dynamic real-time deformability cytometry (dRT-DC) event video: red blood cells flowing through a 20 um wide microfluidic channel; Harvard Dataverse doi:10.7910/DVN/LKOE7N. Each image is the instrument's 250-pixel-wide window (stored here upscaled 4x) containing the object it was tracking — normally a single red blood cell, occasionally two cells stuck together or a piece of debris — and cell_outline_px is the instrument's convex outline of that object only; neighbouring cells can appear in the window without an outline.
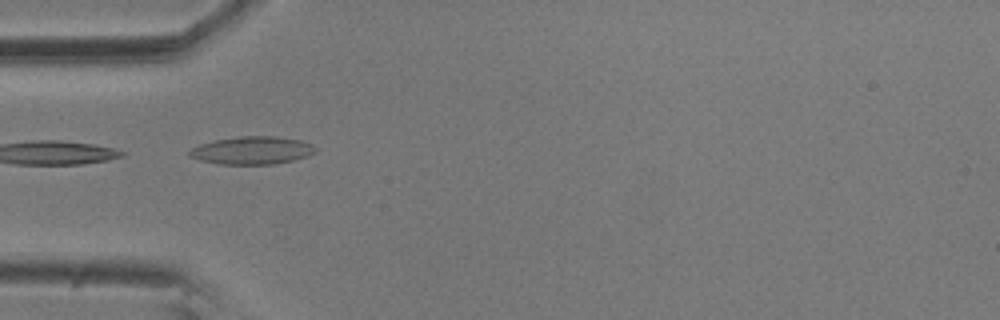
{"species": "common noctule bat (a hibernating species)", "species_latin": "Nyctalus noctula", "temperature_condition": "room temperature", "stored_images_in_passage": 15, "camera_frame_rate_fps": 3000, "um_per_image_px": 0.085, "animal": {"sex": "male", "body_mass_g": 20.5, "forearm_length_mm": 52.5}, "frame": {"image": 1, "passage_image": 5, "time_ms": 1.333, "image_size_px": [1000, 320], "cell_outline_px": [[316, 152], [308, 156], [292, 160], [272, 164], [220, 164], [200, 160], [188, 156], [188, 152], [192, 148], [200, 144], [216, 140], [240, 136], [276, 136], [300, 140], [312, 144], [316, 148]], "centroid_in_image_um": [21.43, 12.78], "position_along_channel_um": 63.6, "area_um2": 20.35}}
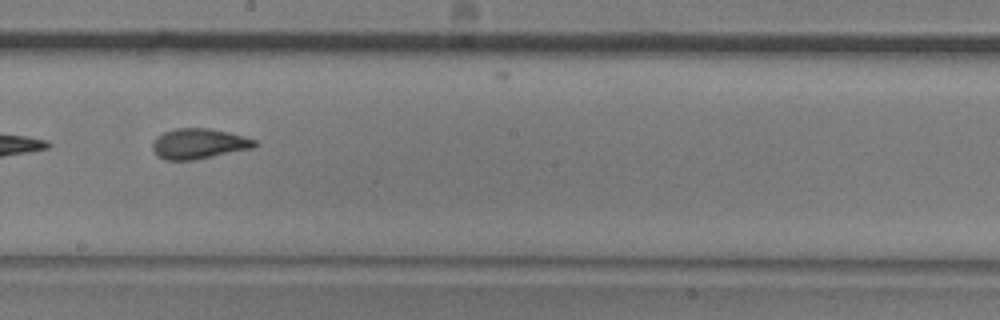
{"frame": {"image": 2, "passage_image": 9, "time_ms": 2.667, "image_size_px": [1000, 320], "cell_outline_px": [[260, 144], [252, 148], [196, 160], [164, 160], [156, 156], [152, 148], [152, 144], [156, 136], [164, 132], [176, 128], [208, 128], [228, 132], [256, 140]], "centroid_in_image_um": [16.87, 12.22], "position_along_channel_um": 231.3, "area_um2": 18.21}}
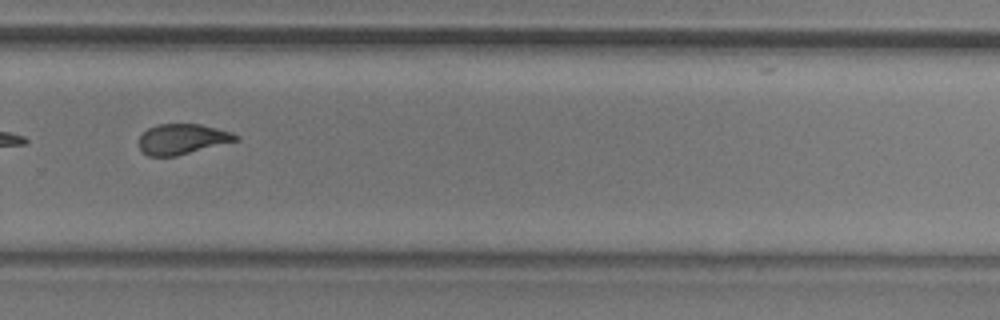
{"frame": {"image": 3, "passage_image": 11, "time_ms": 3.333, "image_size_px": [1000, 320], "cell_outline_px": [[240, 140], [176, 156], [148, 156], [140, 148], [140, 136], [148, 128], [156, 124], [200, 124], [216, 128], [240, 136]], "centroid_in_image_um": [15.5, 11.82], "position_along_channel_um": 314.3, "area_um2": 16.99}}